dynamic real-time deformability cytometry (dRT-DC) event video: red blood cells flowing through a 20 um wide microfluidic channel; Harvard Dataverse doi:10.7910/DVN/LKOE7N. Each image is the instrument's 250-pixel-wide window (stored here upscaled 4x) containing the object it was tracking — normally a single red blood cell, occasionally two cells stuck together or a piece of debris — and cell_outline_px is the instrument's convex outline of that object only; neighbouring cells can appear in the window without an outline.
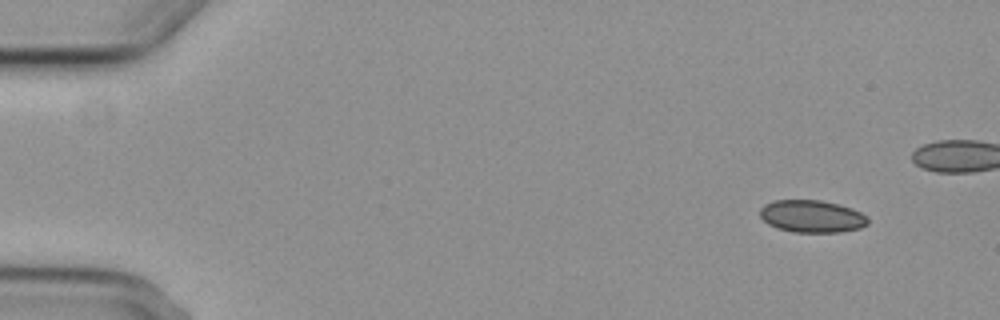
{"species": "common noctule bat (a hibernating species)", "species_latin": "Nyctalus noctula", "temperature_condition": "cold", "stored_images_in_passage": 8, "camera_frame_rate_fps": 3000, "um_per_image_px": 0.085, "animal": {"sex": "female", "body_mass_g": 29.2, "forearm_length_mm": 56.3}, "frame": {"image": 1, "passage_image": 1, "time_ms": 0.0, "image_size_px": [1000, 320], "cell_outline_px": [[868, 224], [860, 228], [840, 232], [792, 232], [776, 228], [768, 224], [760, 216], [760, 208], [764, 204], [772, 200], [820, 200], [840, 204], [852, 208], [868, 216]], "centroid_in_image_um": [69.01, 18.38], "position_along_channel_um": 16.0, "area_um2": 20.58}}
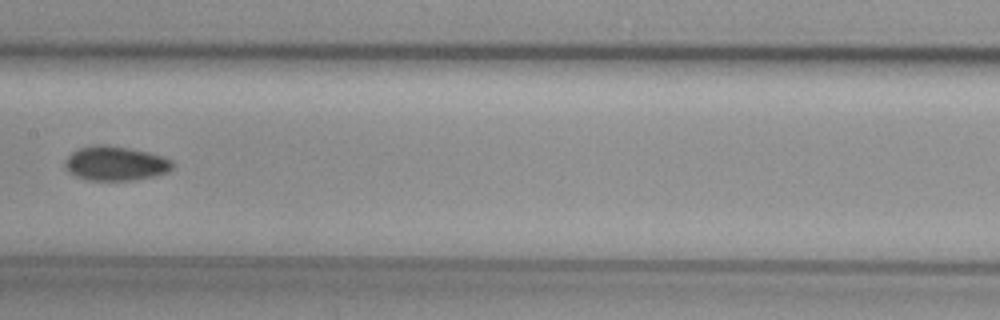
{"frame": {"image": 2, "passage_image": 7, "time_ms": 8.0, "image_size_px": [1000, 320], "cell_outline_px": [[172, 168], [168, 172], [136, 180], [88, 180], [76, 176], [68, 172], [64, 168], [64, 160], [72, 152], [80, 148], [124, 148], [144, 152], [160, 156], [172, 160]], "centroid_in_image_um": [9.79, 13.96], "position_along_channel_um": 197.6, "area_um2": 20.52}}
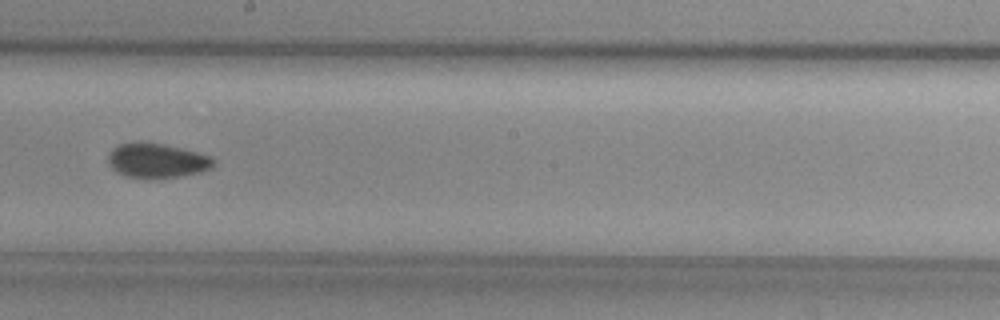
{"frame": {"image": 3, "passage_image": 8, "time_ms": 9.0, "image_size_px": [1000, 320], "cell_outline_px": [[216, 160], [212, 168], [200, 172], [184, 176], [160, 180], [144, 180], [124, 176], [116, 172], [108, 164], [108, 156], [112, 148], [120, 144], [160, 144], [196, 152], [212, 156]], "centroid_in_image_um": [13.35, 13.73], "position_along_channel_um": 234.8, "area_um2": 21.44}}